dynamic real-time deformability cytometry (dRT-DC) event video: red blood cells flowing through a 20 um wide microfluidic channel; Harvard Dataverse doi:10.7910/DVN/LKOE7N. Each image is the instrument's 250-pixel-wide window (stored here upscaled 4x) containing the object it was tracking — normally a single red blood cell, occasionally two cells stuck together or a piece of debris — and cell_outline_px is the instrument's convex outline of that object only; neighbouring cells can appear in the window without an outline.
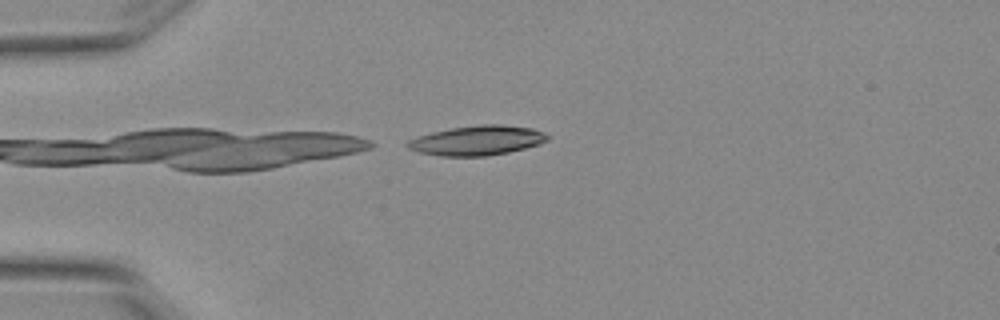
{"species": "Egyptian fruit bat (a non-hibernating species)", "species_latin": "Rousettus aegyptiacus", "temperature_condition": "warm", "stored_images_in_passage": 4, "camera_frame_rate_fps": 3000, "um_per_image_px": 0.085, "animal": {"sex": "female"}, "frame": {"image": 1, "passage_image": 4, "time_ms": 1.0, "image_size_px": [1000, 320], "cell_outline_px": [[548, 140], [540, 144], [508, 152], [484, 156], [440, 156], [420, 152], [408, 148], [404, 144], [408, 140], [432, 132], [452, 128], [484, 124], [500, 124], [532, 128], [544, 132], [548, 136]], "centroid_in_image_um": [40.56, 11.94], "position_along_channel_um": 44.4, "area_um2": 23.99}}